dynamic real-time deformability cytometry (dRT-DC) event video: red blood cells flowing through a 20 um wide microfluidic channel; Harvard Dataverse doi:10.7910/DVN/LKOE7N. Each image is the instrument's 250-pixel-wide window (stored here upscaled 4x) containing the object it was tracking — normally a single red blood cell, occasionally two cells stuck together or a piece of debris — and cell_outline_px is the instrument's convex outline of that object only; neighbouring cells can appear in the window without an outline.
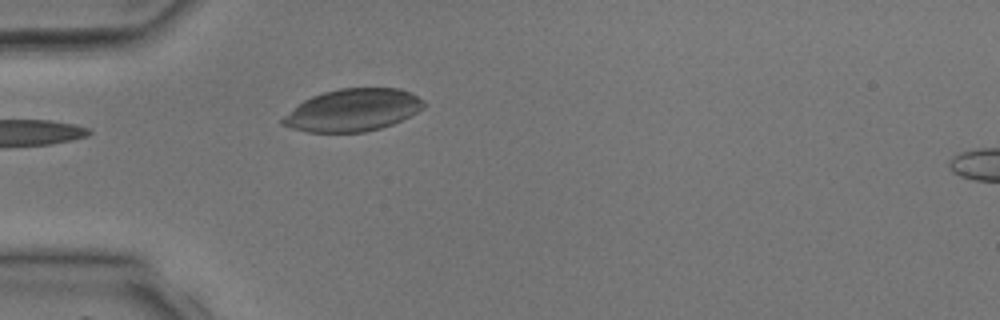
{"species": "common noctule bat (a hibernating species)", "species_latin": "Nyctalus noctula", "temperature_condition": "room temperature", "stored_images_in_passage": 3, "camera_frame_rate_fps": 3000, "um_per_image_px": 0.085, "animal": {"sex": "male", "body_mass_g": 17.9, "forearm_length_mm": 54.2}, "frame": {"image": 1, "passage_image": 2, "time_ms": 1.333, "image_size_px": [1000, 320], "cell_outline_px": [[428, 104], [424, 108], [392, 124], [380, 128], [364, 132], [308, 132], [292, 128], [280, 124], [280, 120], [284, 116], [304, 100], [312, 96], [324, 92], [340, 88], [400, 88], [412, 92], [424, 100]], "centroid_in_image_um": [30.02, 9.35], "position_along_channel_um": 55.0, "area_um2": 34.74}}